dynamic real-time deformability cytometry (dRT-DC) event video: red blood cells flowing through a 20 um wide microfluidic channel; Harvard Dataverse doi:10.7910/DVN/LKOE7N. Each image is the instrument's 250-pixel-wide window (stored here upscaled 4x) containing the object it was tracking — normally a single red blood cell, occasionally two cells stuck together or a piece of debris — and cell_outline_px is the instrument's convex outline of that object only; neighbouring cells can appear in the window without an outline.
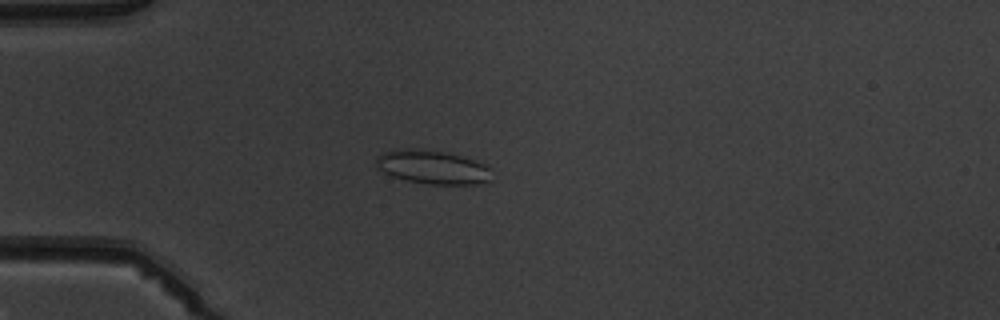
{"species": "common noctule bat (a hibernating species)", "species_latin": "Nyctalus noctula", "temperature_condition": "warm", "stored_images_in_passage": 6, "camera_frame_rate_fps": 3000, "um_per_image_px": 0.085, "animal": {"sex": "male", "body_mass_g": 19.5, "forearm_length_mm": 54.6}, "frame": {"image": 1, "passage_image": 5, "time_ms": 4.667, "image_size_px": [1000, 320], "cell_outline_px": [[492, 180], [476, 184], [428, 184], [404, 180], [392, 176], [384, 172], [376, 164], [376, 156], [392, 148], [412, 148], [444, 152], [476, 160], [484, 164], [488, 168]], "centroid_in_image_um": [36.73, 14.2], "position_along_channel_um": 48.3, "area_um2": 22.72}}